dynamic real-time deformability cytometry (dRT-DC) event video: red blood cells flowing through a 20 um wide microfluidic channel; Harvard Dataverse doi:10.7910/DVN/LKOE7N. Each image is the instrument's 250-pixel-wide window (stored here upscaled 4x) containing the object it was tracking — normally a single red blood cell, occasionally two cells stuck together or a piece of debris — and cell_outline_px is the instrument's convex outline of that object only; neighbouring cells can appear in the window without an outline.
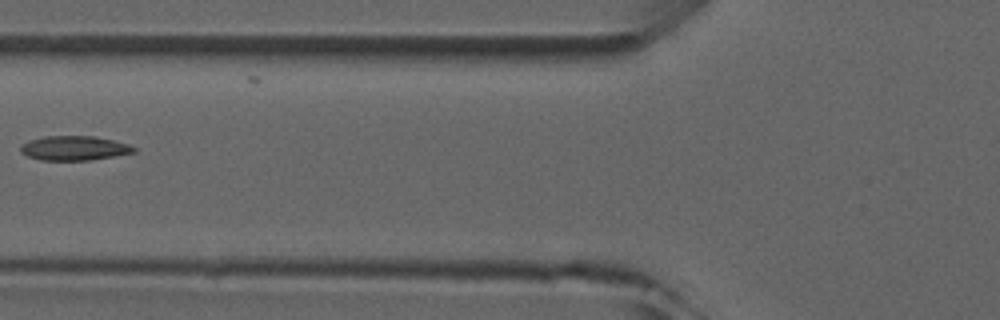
{"species": "common noctule bat (a hibernating species)", "species_latin": "Nyctalus noctula", "temperature_condition": "room temperature", "stored_images_in_passage": 2, "camera_frame_rate_fps": 3000, "um_per_image_px": 0.085, "animal": {"sex": "male", "forearm_length_mm": 52.5}, "frame": {"image": 1, "passage_image": 2, "time_ms": 1.0, "image_size_px": [1000, 320], "cell_outline_px": [[136, 152], [92, 160], [40, 160], [28, 156], [20, 152], [20, 148], [28, 140], [44, 136], [96, 136], [128, 144], [136, 148]], "centroid_in_image_um": [6.31, 12.59], "position_along_channel_um": 119.5, "area_um2": 16.13}}